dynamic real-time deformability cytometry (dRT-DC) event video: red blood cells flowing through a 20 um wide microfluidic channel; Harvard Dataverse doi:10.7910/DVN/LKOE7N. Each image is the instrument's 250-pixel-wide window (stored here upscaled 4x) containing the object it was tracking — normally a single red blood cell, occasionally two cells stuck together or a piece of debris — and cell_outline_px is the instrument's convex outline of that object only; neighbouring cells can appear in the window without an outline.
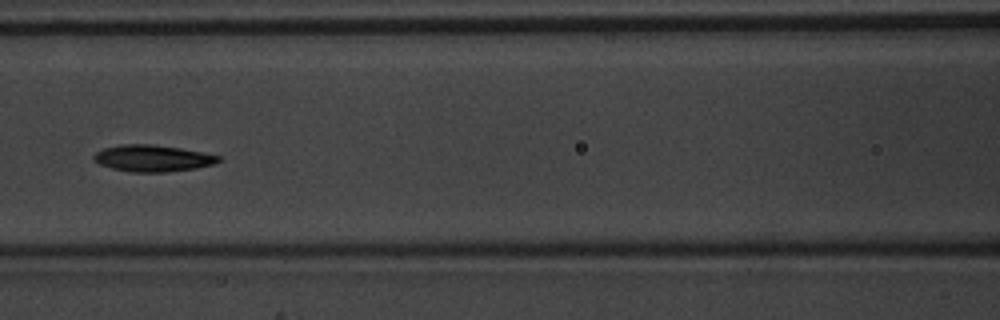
{"species": "common noctule bat (a hibernating species)", "species_latin": "Nyctalus noctula", "temperature_condition": "warm", "stored_images_in_passage": 5, "camera_frame_rate_fps": 3000, "um_per_image_px": 0.085, "animal": {"sex": "male", "body_mass_g": 20.1, "forearm_length_mm": 53.5}, "frame": {"image": 1, "passage_image": 5, "time_ms": 1.333, "image_size_px": [1000, 320], "cell_outline_px": [[224, 160], [216, 164], [196, 168], [164, 172], [128, 172], [112, 168], [100, 164], [92, 160], [92, 156], [96, 152], [104, 148], [120, 144], [152, 144], [180, 148], [220, 156]], "centroid_in_image_um": [12.98, 13.45], "position_along_channel_um": 153.6, "area_um2": 19.48}}